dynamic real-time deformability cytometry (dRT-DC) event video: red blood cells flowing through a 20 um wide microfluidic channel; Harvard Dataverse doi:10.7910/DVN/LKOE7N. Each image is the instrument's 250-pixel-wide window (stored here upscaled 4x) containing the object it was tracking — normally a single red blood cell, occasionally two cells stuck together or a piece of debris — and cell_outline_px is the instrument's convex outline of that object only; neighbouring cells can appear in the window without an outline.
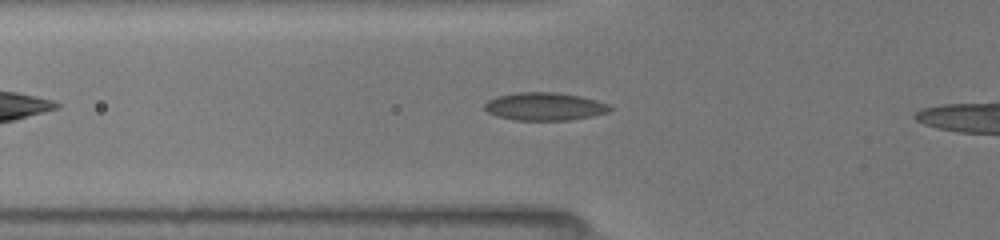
{"species": "common noctule bat (a hibernating species)", "species_latin": "Nyctalus noctula", "temperature_condition": "room temperature", "stored_images_in_passage": 28, "camera_frame_rate_fps": 3000, "um_per_image_px": 0.085, "animal": {"sex": "female", "body_mass_g": 19.5, "forearm_length_mm": 54.1}, "frame": {"image": 1, "passage_image": 2, "time_ms": 0.333, "image_size_px": [1000, 240], "cell_outline_px": [[612, 108], [608, 112], [592, 116], [568, 120], [516, 120], [496, 116], [488, 112], [484, 108], [484, 104], [488, 100], [496, 96], [516, 92], [556, 92], [580, 96], [596, 100], [608, 104]], "centroid_in_image_um": [46.27, 9.04], "position_along_channel_um": 79.5, "area_um2": 20.4}}
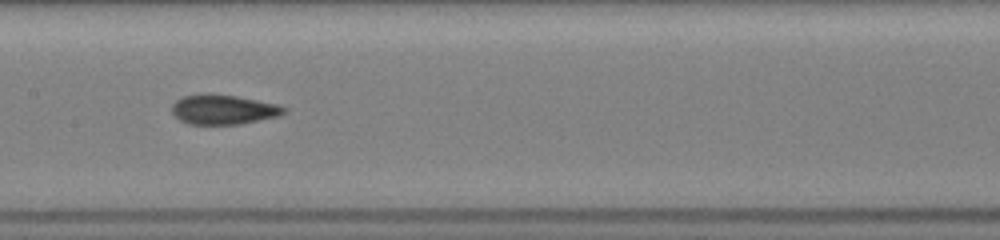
{"frame": {"image": 2, "passage_image": 10, "time_ms": 3.0, "image_size_px": [1000, 240], "cell_outline_px": [[288, 108], [284, 112], [276, 116], [240, 124], [188, 124], [180, 120], [172, 112], [172, 104], [176, 100], [184, 96], [204, 92], [236, 96], [276, 104]], "centroid_in_image_um": [18.93, 9.29], "position_along_channel_um": 188.5, "area_um2": 19.31}}
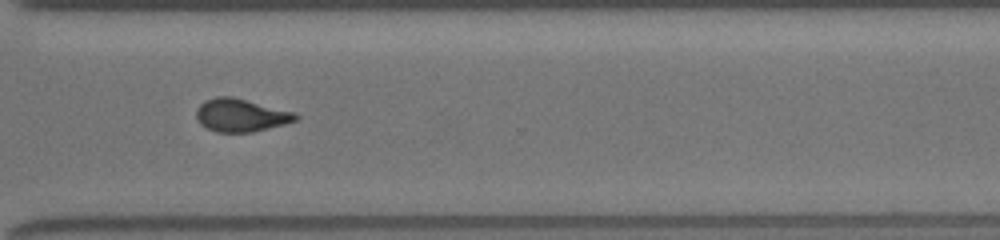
{"frame": {"image": 3, "passage_image": 22, "time_ms": 7.0, "image_size_px": [1000, 240], "cell_outline_px": [[300, 116], [296, 120], [284, 124], [252, 132], [216, 132], [200, 124], [196, 116], [196, 112], [200, 104], [204, 100], [216, 96], [232, 96], [296, 112]], "centroid_in_image_um": [20.48, 9.78], "position_along_channel_um": 350.1, "area_um2": 19.13}}